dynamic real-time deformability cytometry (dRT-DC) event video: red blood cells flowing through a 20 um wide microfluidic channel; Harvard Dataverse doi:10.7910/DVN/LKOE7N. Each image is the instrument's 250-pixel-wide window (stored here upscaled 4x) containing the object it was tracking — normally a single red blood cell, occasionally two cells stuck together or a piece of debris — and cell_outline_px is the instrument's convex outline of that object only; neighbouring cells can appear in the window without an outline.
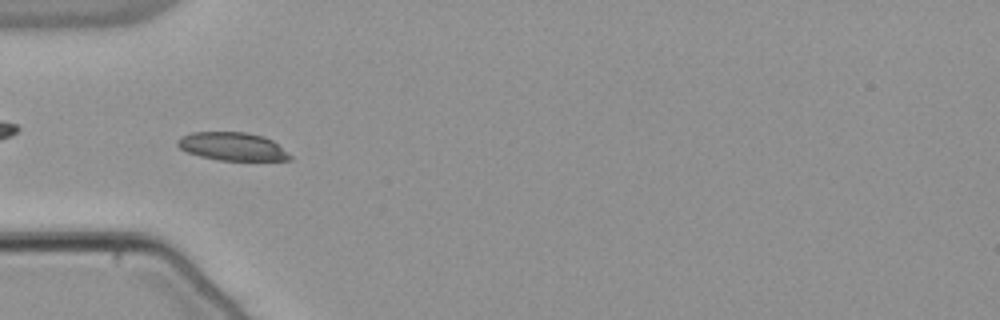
{"species": "common noctule bat (a hibernating species)", "species_latin": "Nyctalus noctula", "temperature_condition": "warm", "stored_images_in_passage": 54, "camera_frame_rate_fps": 3000, "um_per_image_px": 0.085, "animal": {"sex": "male", "body_mass_g": 21.5, "forearm_length_mm": 52.0}, "frame": {"image": 1, "passage_image": 17, "time_ms": 5.333, "image_size_px": [1000, 320], "cell_outline_px": [[292, 160], [216, 160], [200, 156], [188, 152], [180, 148], [176, 144], [176, 140], [192, 132], [244, 132], [264, 136], [272, 140], [292, 156]], "centroid_in_image_um": [19.75, 12.45], "position_along_channel_um": 65.2, "area_um2": 18.32}}
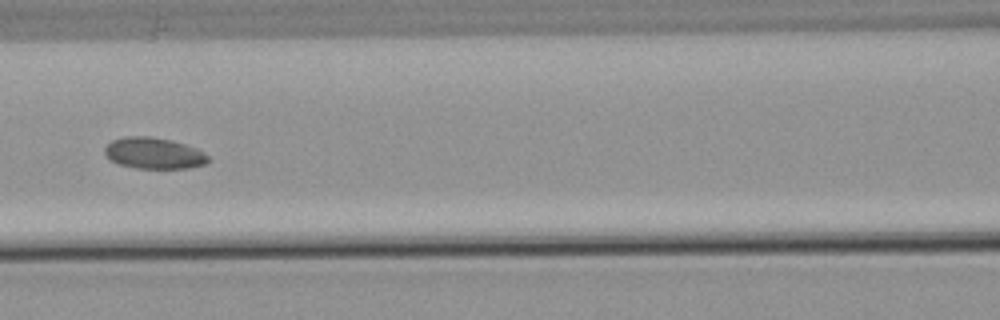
{"frame": {"image": 2, "passage_image": 24, "time_ms": 7.667, "image_size_px": [1000, 320], "cell_outline_px": [[212, 160], [208, 164], [188, 168], [136, 168], [116, 164], [108, 160], [104, 152], [104, 148], [112, 140], [124, 136], [148, 136], [172, 140], [196, 148], [204, 152]], "centroid_in_image_um": [13.08, 13.03], "position_along_channel_um": 153.5, "area_um2": 19.19}}
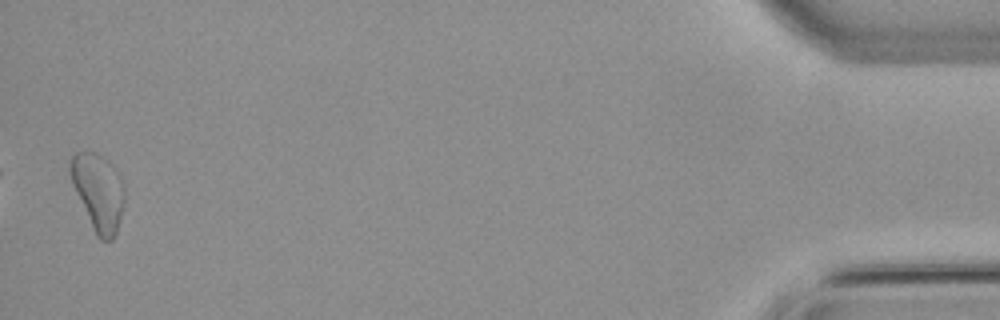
{"frame": {"image": 3, "passage_image": 53, "time_ms": 17.333, "image_size_px": [1000, 320], "cell_outline_px": [[124, 200], [116, 232], [112, 240], [100, 240], [96, 236], [92, 228], [72, 184], [68, 172], [68, 168], [72, 156], [76, 152], [96, 152], [120, 176], [124, 184]], "centroid_in_image_um": [8.32, 16.34], "position_along_channel_um": 426.9, "area_um2": 23.87}, "authors_computed_cell_mechanics": {"area_um2": 19.5942, "velocity_mm_per_s": 3.7893, "shape_relaxation_time_tau1_ms": 6.4254, "shape_relaxation_time_tau2_ms": null, "deformation_change_tau1": 0.2471, "deformation_change_tau2": null}}